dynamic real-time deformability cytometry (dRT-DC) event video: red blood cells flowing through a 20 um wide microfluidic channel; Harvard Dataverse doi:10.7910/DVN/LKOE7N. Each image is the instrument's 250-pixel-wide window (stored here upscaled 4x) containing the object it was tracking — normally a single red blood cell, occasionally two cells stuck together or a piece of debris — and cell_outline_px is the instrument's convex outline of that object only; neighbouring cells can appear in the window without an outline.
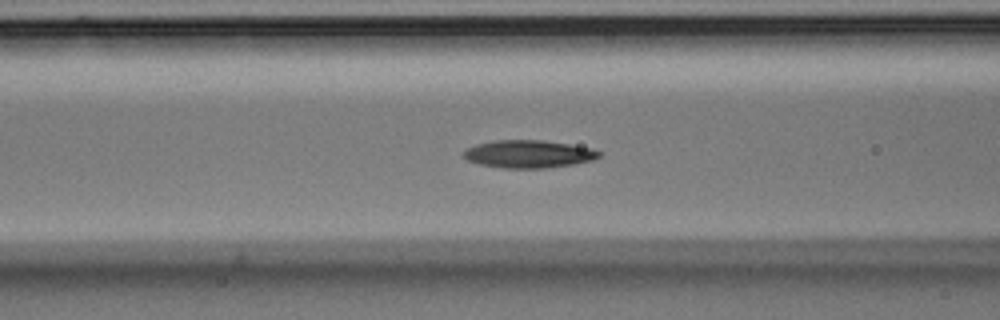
{"species": "Egyptian fruit bat (a non-hibernating species)", "species_latin": "Rousettus aegyptiacus", "temperature_condition": "room temperature", "stored_images_in_passage": 39, "camera_frame_rate_fps": 3000, "um_per_image_px": 0.085, "animal": {"sex": "male"}, "frame": {"image": 1, "passage_image": 5, "time_ms": 1.333, "image_size_px": [1000, 320], "cell_outline_px": [[600, 152], [596, 156], [584, 160], [564, 164], [488, 164], [472, 160], [464, 156], [464, 152], [472, 148], [484, 144], [508, 140], [532, 140], [564, 144], [584, 148]], "centroid_in_image_um": [44.91, 13.0], "position_along_channel_um": 121.7, "area_um2": 17.98}}
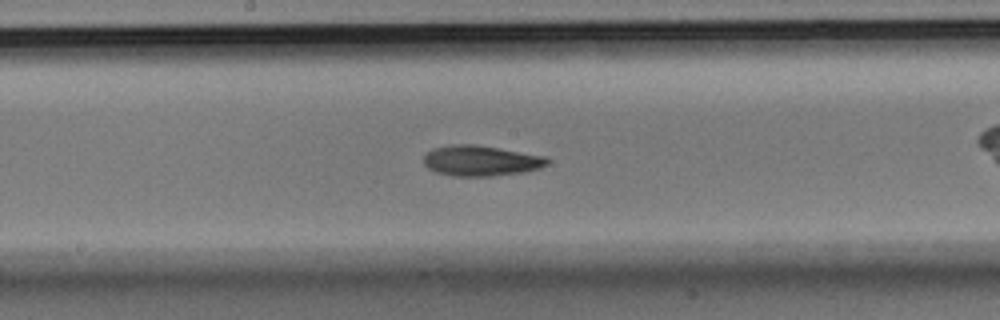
{"frame": {"image": 2, "passage_image": 12, "time_ms": 3.667, "image_size_px": [1000, 320], "cell_outline_px": [[548, 160], [544, 164], [532, 168], [508, 172], [444, 172], [432, 168], [424, 160], [432, 152], [440, 148], [492, 148], [532, 156]], "centroid_in_image_um": [40.86, 13.64], "position_along_channel_um": 207.3, "area_um2": 16.82}}
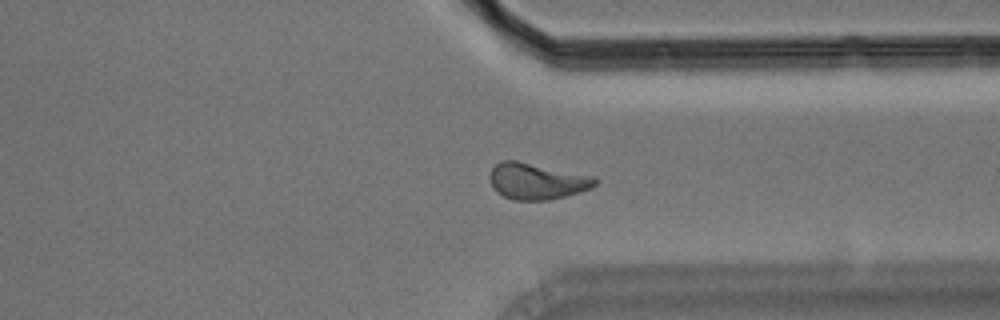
{"frame": {"image": 3, "passage_image": 25, "time_ms": 8.0, "image_size_px": [1000, 320], "cell_outline_px": [[596, 184], [588, 188], [576, 192], [560, 196], [540, 200], [520, 200], [504, 196], [492, 184], [492, 168], [496, 164], [508, 160], [512, 160], [596, 180]], "centroid_in_image_um": [45.5, 15.43], "position_along_channel_um": 365.9, "area_um2": 19.88}}